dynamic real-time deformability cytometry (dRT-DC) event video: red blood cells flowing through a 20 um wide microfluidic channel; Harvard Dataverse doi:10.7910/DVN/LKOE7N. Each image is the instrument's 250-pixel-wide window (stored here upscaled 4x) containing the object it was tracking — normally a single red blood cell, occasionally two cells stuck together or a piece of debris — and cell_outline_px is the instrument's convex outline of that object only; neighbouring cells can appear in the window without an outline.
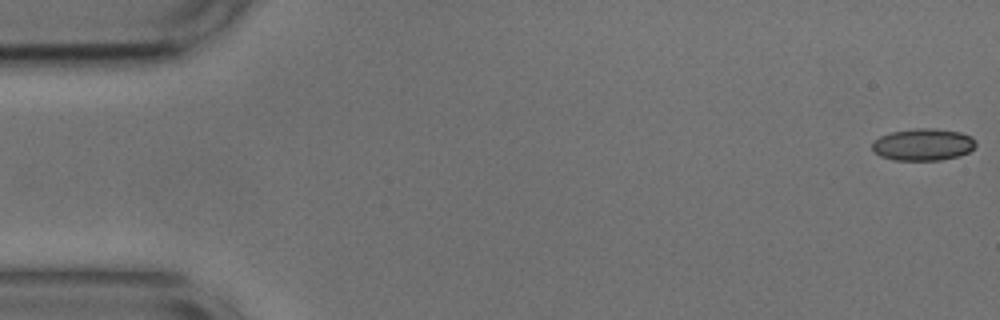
{"species": "common noctule bat (a hibernating species)", "species_latin": "Nyctalus noctula", "temperature_condition": "cold", "stored_images_in_passage": 53, "camera_frame_rate_fps": 3000, "um_per_image_px": 0.085, "animal": {"sex": "male", "body_mass_g": 17.9, "forearm_length_mm": 54.2}, "frame": {"image": 1, "passage_image": 1, "time_ms": 0.0, "image_size_px": [1000, 320], "cell_outline_px": [[976, 144], [968, 152], [956, 156], [940, 160], [896, 160], [884, 156], [876, 152], [872, 148], [872, 144], [880, 136], [892, 132], [956, 132], [968, 136]], "centroid_in_image_um": [78.42, 12.37], "position_along_channel_um": 6.6, "area_um2": 17.51}}
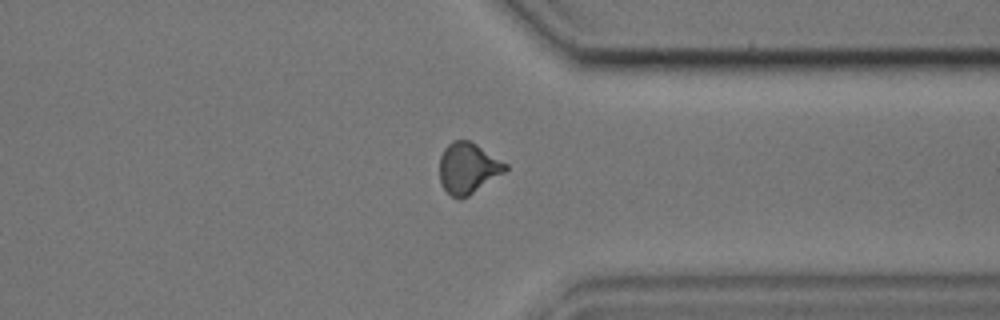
{"frame": {"image": 2, "passage_image": 41, "time_ms": 13.333, "image_size_px": [1000, 320], "cell_outline_px": [[508, 168], [504, 172], [468, 196], [460, 200], [452, 196], [444, 188], [440, 180], [440, 156], [444, 148], [452, 140], [468, 140], [476, 144], [508, 164]], "centroid_in_image_um": [39.77, 14.28], "position_along_channel_um": 371.6, "area_um2": 19.36}}
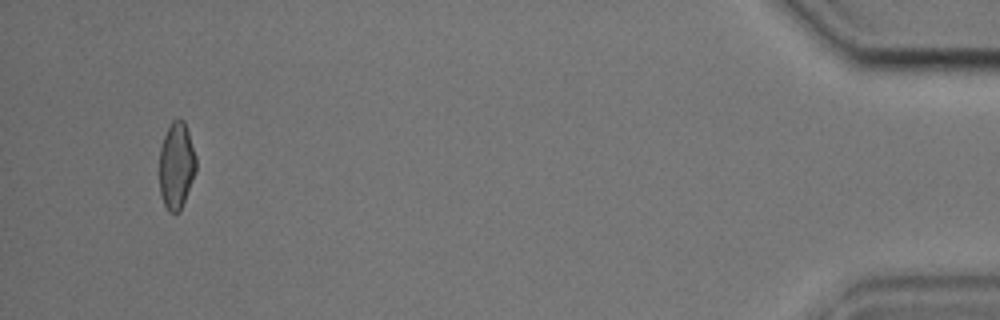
{"frame": {"image": 3, "passage_image": 51, "time_ms": 16.667, "image_size_px": [1000, 320], "cell_outline_px": [[196, 172], [180, 212], [168, 212], [164, 204], [160, 192], [160, 148], [164, 136], [172, 120], [184, 120], [196, 156]], "centroid_in_image_um": [15.0, 14.1], "position_along_channel_um": 420.2, "area_um2": 18.44}, "authors_computed_cell_mechanics": {"area_um2": 18.8428, "velocity_mm_per_s": 3.7293, "shape_relaxation_time_tau1_ms": 7.28, "shape_relaxation_time_tau2_ms": 1.3622, "deformation_change_tau1": 0.1434, "deformation_change_tau2": 0.0591}}